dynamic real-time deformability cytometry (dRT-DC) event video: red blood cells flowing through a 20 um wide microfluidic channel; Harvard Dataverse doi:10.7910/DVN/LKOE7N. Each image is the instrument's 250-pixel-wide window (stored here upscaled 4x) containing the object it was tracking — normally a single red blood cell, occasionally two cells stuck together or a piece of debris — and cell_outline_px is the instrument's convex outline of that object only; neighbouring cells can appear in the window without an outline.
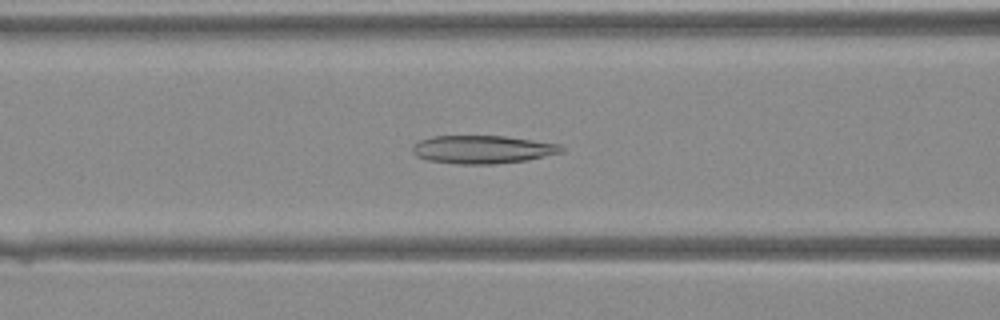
{"species": "Egyptian fruit bat (a non-hibernating species)", "species_latin": "Rousettus aegyptiacus", "temperature_condition": "warm", "stored_images_in_passage": 42, "camera_frame_rate_fps": 3000, "um_per_image_px": 0.085, "animal": {"sex": "female"}, "frame": {"image": 1, "passage_image": 18, "time_ms": 5.667, "image_size_px": [1000, 320], "cell_outline_px": [[564, 152], [528, 160], [496, 164], [456, 164], [428, 160], [416, 156], [412, 152], [412, 144], [420, 140], [432, 136], [504, 136], [560, 144], [564, 148]], "centroid_in_image_um": [41.01, 12.71], "position_along_channel_um": 125.6, "area_um2": 24.57}}
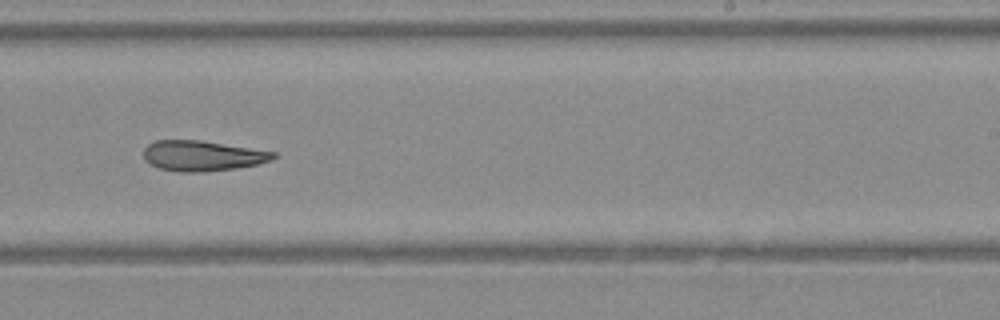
{"frame": {"image": 2, "passage_image": 27, "time_ms": 8.667, "image_size_px": [1000, 320], "cell_outline_px": [[276, 156], [272, 160], [256, 164], [236, 168], [204, 172], [184, 172], [160, 168], [144, 160], [144, 148], [148, 144], [156, 140], [200, 140], [276, 152]], "centroid_in_image_um": [17.2, 13.24], "position_along_channel_um": 271.8, "area_um2": 22.77}}
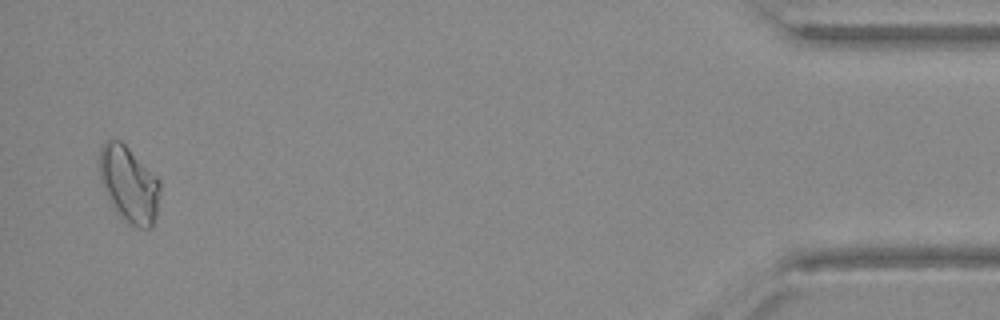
{"frame": {"image": 3, "passage_image": 41, "time_ms": 13.333, "image_size_px": [1000, 320], "cell_outline_px": [[160, 188], [156, 216], [152, 228], [136, 228], [120, 216], [116, 212], [100, 180], [100, 148], [108, 140], [120, 140], [160, 180]], "centroid_in_image_um": [10.98, 15.69], "position_along_channel_um": 424.2, "area_um2": 26.41}}